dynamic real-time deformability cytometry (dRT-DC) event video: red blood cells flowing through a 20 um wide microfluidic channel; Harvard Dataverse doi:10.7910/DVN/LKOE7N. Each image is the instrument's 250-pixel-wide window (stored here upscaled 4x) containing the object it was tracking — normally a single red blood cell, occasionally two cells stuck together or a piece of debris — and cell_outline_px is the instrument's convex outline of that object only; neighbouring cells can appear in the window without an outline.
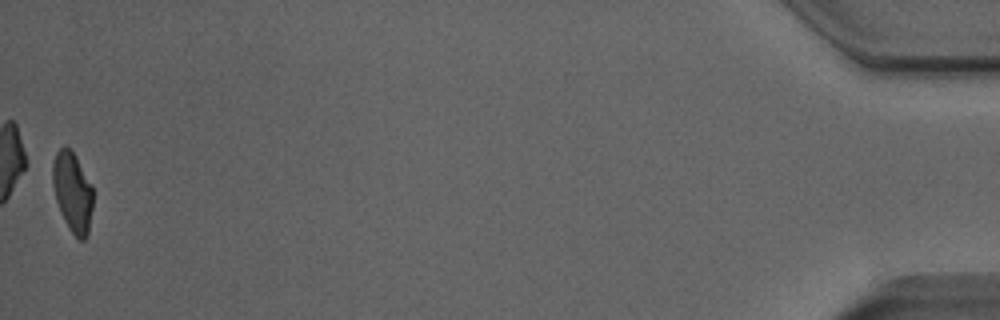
{"species": "Egyptian fruit bat (a non-hibernating species)", "species_latin": "Rousettus aegyptiacus", "temperature_condition": "room temperature", "stored_images_in_passage": 49, "camera_frame_rate_fps": 3000, "um_per_image_px": 0.085, "animal": {"sex": "male"}, "frame": {"image": 1, "passage_image": 49, "time_ms": 16.0, "image_size_px": [1000, 320], "cell_outline_px": [[92, 208], [88, 236], [84, 240], [80, 240], [68, 228], [60, 212], [56, 200], [52, 184], [52, 164], [56, 152], [64, 144], [72, 152], [92, 184]], "centroid_in_image_um": [6.15, 16.34], "position_along_channel_um": 429.0, "area_um2": 18.79}, "authors_computed_cell_mechanics": {"area_um2": 19.652, "velocity_mm_per_s": 3.9975, "shape_relaxation_time_tau1_ms": 7.9952, "shape_relaxation_time_tau2_ms": 2.297, "deformation_change_tau1": 0.2465, "deformation_change_tau2": 0.089}}